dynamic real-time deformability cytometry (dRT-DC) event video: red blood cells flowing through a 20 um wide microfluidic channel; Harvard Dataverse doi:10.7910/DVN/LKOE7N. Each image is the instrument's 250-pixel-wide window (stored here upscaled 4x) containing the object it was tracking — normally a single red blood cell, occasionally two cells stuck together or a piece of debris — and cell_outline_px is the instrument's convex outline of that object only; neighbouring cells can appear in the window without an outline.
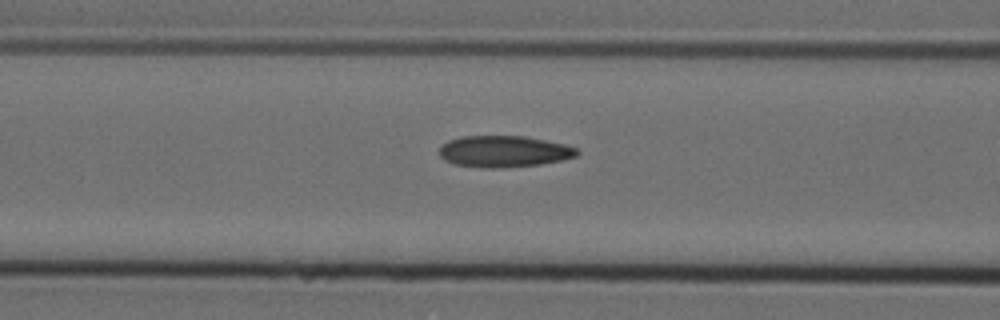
{"species": "Egyptian fruit bat (a non-hibernating species)", "species_latin": "Rousettus aegyptiacus", "temperature_condition": "cold", "stored_images_in_passage": 9, "camera_frame_rate_fps": 3000, "um_per_image_px": 0.085, "animal": {"sex": "female"}, "frame": {"image": 1, "passage_image": 8, "time_ms": 2.333, "image_size_px": [1000, 320], "cell_outline_px": [[580, 152], [576, 156], [564, 160], [536, 164], [500, 168], [484, 168], [456, 164], [444, 160], [440, 156], [440, 148], [448, 140], [460, 136], [524, 136], [564, 144], [576, 148]], "centroid_in_image_um": [42.83, 12.87], "position_along_channel_um": 123.8, "area_um2": 25.09}}